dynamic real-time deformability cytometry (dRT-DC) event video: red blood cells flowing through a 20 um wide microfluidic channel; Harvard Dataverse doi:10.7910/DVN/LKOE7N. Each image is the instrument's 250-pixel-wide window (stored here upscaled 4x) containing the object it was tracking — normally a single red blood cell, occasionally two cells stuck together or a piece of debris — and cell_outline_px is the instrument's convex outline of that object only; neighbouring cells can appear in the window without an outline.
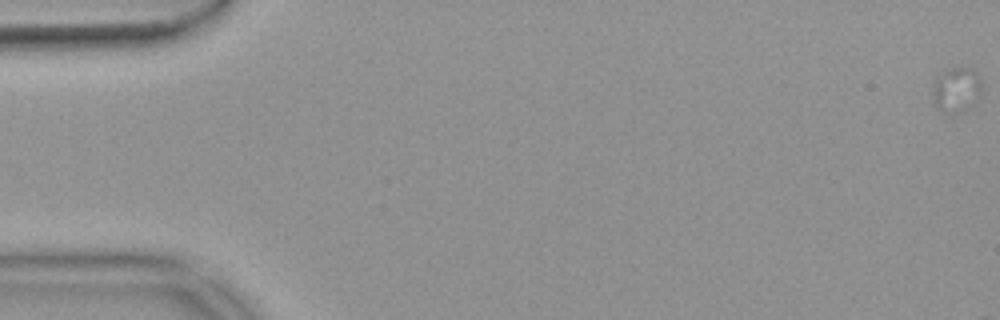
{"species": "common noctule bat (a hibernating species)", "species_latin": "Nyctalus noctula", "temperature_condition": "warm", "stored_images_in_passage": 9, "camera_frame_rate_fps": 3000, "um_per_image_px": 0.085, "animal": {"sex": "female", "body_mass_g": 18.4}, "frame": {"image": 1, "passage_image": 1, "time_ms": 0.0, "image_size_px": [1000, 320], "cell_outline_px": [[980, 96], [972, 104], [964, 108], [944, 116], [936, 104], [936, 80], [948, 68], [972, 68], [980, 76]], "centroid_in_image_um": [81.35, 7.61], "position_along_channel_um": 3.6, "area_um2": 12.08}}